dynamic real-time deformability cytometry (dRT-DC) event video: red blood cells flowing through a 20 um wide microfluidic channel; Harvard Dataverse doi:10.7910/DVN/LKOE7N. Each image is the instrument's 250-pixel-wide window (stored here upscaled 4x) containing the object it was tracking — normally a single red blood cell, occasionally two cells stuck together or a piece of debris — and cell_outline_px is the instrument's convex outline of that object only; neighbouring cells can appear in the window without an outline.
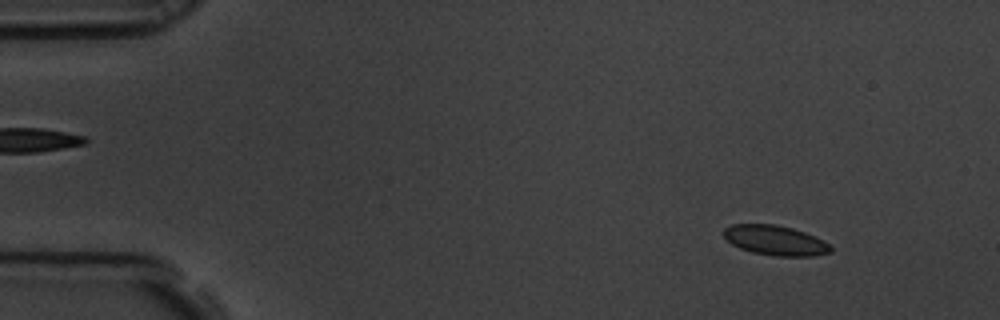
{"species": "common noctule bat (a hibernating species)", "species_latin": "Nyctalus noctula", "temperature_condition": "room temperature", "stored_images_in_passage": 4, "camera_frame_rate_fps": 3000, "um_per_image_px": 0.085, "animal": {"sex": "male", "body_mass_g": 19.5, "forearm_length_mm": 54.6}, "frame": {"image": 1, "passage_image": 1, "time_ms": 0.0, "image_size_px": [1000, 320], "cell_outline_px": [[832, 252], [812, 256], [776, 256], [752, 252], [740, 248], [732, 244], [724, 236], [724, 228], [732, 224], [776, 224], [792, 228], [804, 232], [828, 244], [832, 248]], "centroid_in_image_um": [65.87, 20.43], "position_along_channel_um": 19.1, "area_um2": 18.38}}
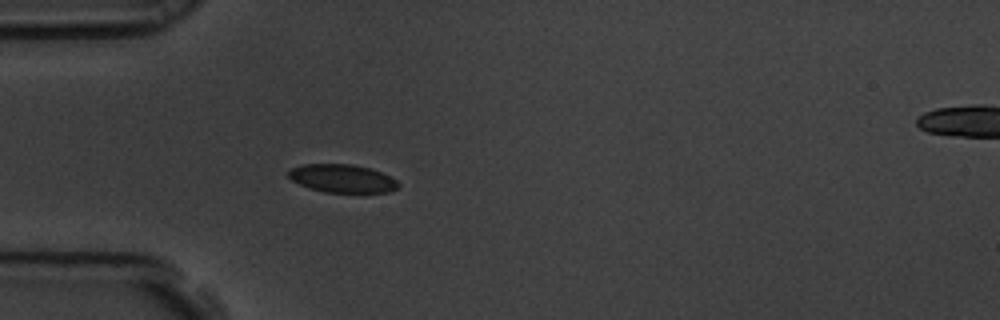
{"frame": {"image": 2, "passage_image": 4, "time_ms": 1.0, "image_size_px": [1000, 320], "cell_outline_px": [[400, 184], [396, 188], [388, 192], [324, 192], [308, 188], [292, 180], [288, 176], [288, 172], [292, 168], [304, 164], [352, 164], [372, 168], [396, 180]], "centroid_in_image_um": [29.08, 15.16], "position_along_channel_um": 55.9, "area_um2": 17.92}}